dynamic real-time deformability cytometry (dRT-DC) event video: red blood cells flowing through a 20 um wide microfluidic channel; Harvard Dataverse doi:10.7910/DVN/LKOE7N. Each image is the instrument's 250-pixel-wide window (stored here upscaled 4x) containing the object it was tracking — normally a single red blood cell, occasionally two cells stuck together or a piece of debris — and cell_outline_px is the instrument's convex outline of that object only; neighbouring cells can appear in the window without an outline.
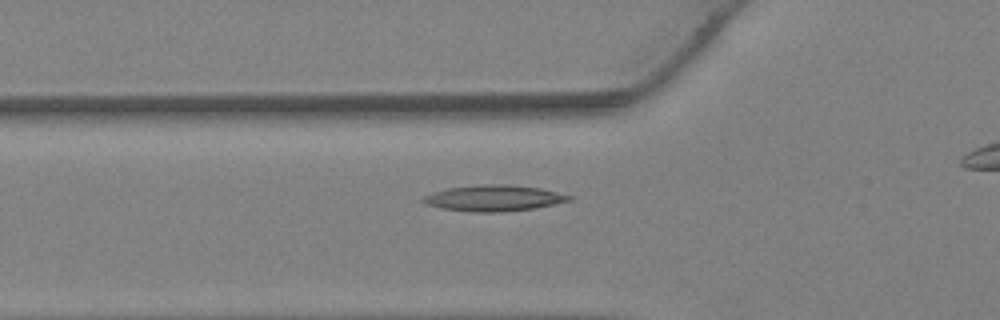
{"species": "Egyptian fruit bat (a non-hibernating species)", "species_latin": "Rousettus aegyptiacus", "temperature_condition": "warm", "stored_images_in_passage": 23, "camera_frame_rate_fps": 3000, "um_per_image_px": 0.085, "animal": {"sex": "female"}, "frame": {"image": 1, "passage_image": 3, "time_ms": 0.667, "image_size_px": [1000, 320], "cell_outline_px": [[572, 200], [532, 208], [500, 212], [468, 212], [440, 208], [424, 204], [420, 200], [424, 196], [432, 192], [448, 188], [484, 184], [504, 184], [540, 188], [572, 196]], "centroid_in_image_um": [41.9, 16.84], "position_along_channel_um": 83.9, "area_um2": 22.02}}
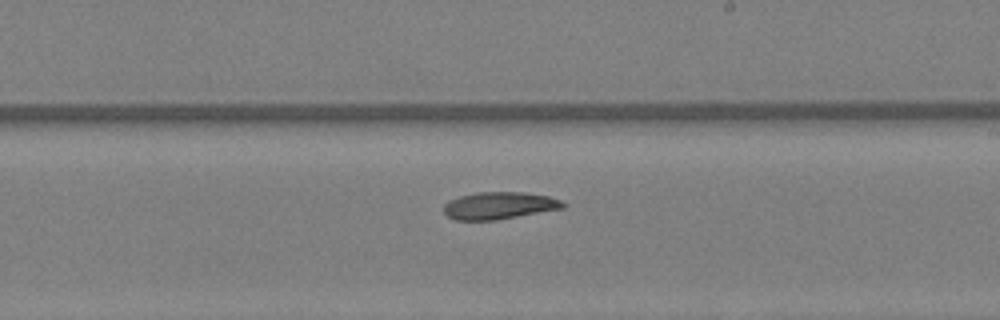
{"frame": {"image": 2, "passage_image": 12, "time_ms": 3.667, "image_size_px": [1000, 320], "cell_outline_px": [[564, 208], [496, 220], [456, 220], [448, 216], [444, 212], [444, 204], [448, 200], [460, 196], [476, 192], [520, 192], [548, 196], [560, 200], [564, 204]], "centroid_in_image_um": [42.39, 17.47], "position_along_channel_um": 246.6, "area_um2": 18.79}}
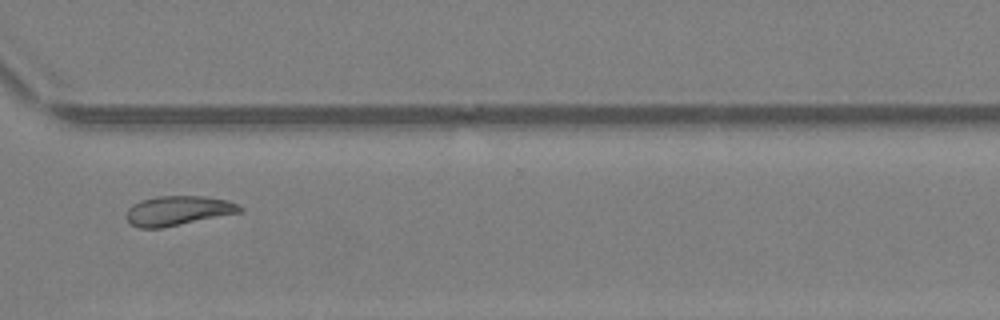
{"frame": {"image": 3, "passage_image": 18, "time_ms": 5.667, "image_size_px": [1000, 320], "cell_outline_px": [[244, 208], [240, 212], [160, 228], [140, 228], [132, 224], [124, 216], [128, 208], [132, 204], [140, 200], [160, 196], [204, 196], [228, 200]], "centroid_in_image_um": [15.09, 17.89], "position_along_channel_um": 355.5, "area_um2": 19.36}}